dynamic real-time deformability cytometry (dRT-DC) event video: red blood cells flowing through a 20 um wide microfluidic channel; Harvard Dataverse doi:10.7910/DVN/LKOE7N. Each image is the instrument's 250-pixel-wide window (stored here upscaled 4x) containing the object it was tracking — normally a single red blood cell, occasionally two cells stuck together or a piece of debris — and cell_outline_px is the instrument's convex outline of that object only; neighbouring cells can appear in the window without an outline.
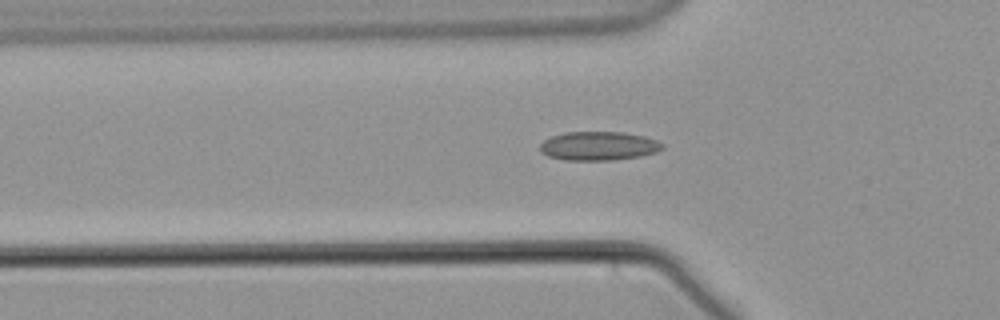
{"species": "common noctule bat (a hibernating species)", "species_latin": "Nyctalus noctula", "temperature_condition": "warm", "stored_images_in_passage": 51, "camera_frame_rate_fps": 3000, "um_per_image_px": 0.085, "animal": {"sex": "male", "body_mass_g": 21.5, "forearm_length_mm": 52.0}, "frame": {"image": 1, "passage_image": 16, "time_ms": 5.0, "image_size_px": [1000, 320], "cell_outline_px": [[664, 148], [656, 152], [640, 156], [612, 160], [564, 160], [548, 156], [540, 152], [540, 144], [544, 140], [552, 136], [564, 132], [624, 132], [644, 136], [656, 140], [664, 144]], "centroid_in_image_um": [50.88, 12.4], "position_along_channel_um": 74.9, "area_um2": 20.63}}
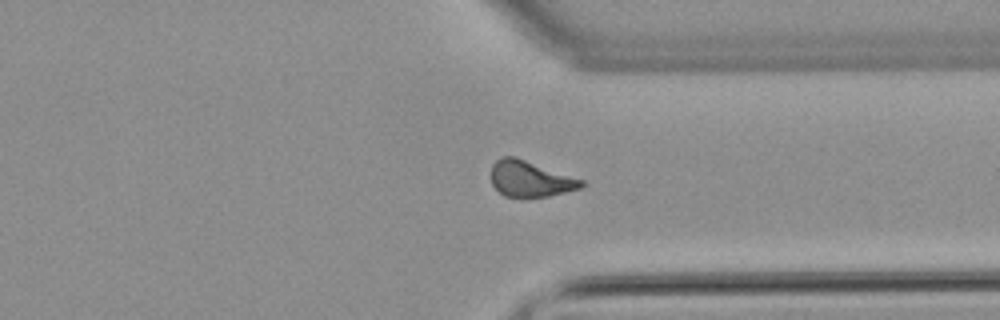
{"frame": {"image": 2, "passage_image": 40, "time_ms": 13.0, "image_size_px": [1000, 320], "cell_outline_px": [[588, 184], [580, 188], [548, 196], [504, 196], [492, 184], [492, 164], [500, 156], [516, 156], [584, 180]], "centroid_in_image_um": [45.09, 15.17], "position_along_channel_um": 366.3, "area_um2": 18.84}}
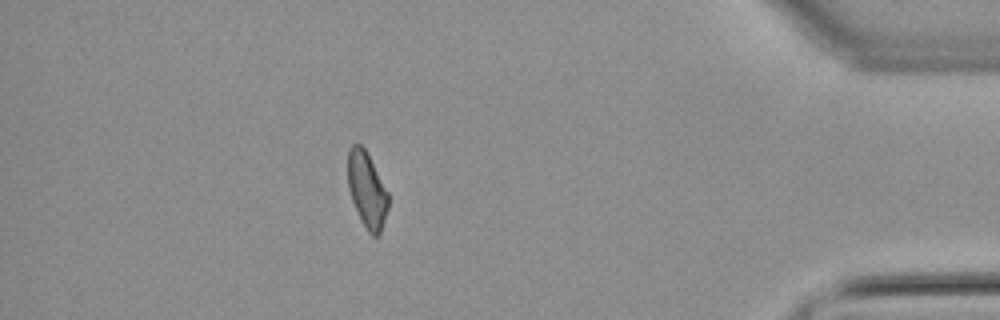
{"frame": {"image": 3, "passage_image": 47, "time_ms": 15.333, "image_size_px": [1000, 320], "cell_outline_px": [[388, 208], [380, 232], [376, 236], [372, 236], [368, 232], [352, 200], [348, 188], [348, 152], [352, 144], [360, 144], [364, 148], [388, 192]], "centroid_in_image_um": [31.18, 16.13], "position_along_channel_um": 404.0, "area_um2": 17.34}}